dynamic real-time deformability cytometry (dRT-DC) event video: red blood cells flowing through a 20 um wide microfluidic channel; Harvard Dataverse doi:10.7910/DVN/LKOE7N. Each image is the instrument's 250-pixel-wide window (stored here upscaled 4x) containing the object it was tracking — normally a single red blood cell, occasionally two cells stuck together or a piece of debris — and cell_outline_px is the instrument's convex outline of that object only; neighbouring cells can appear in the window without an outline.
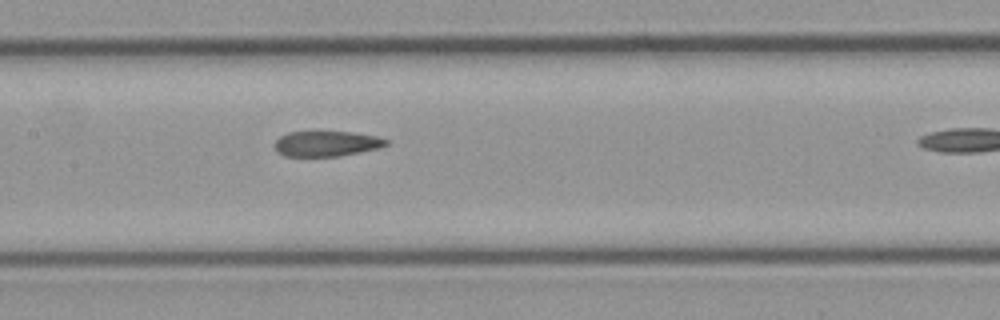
{"species": "common noctule bat (a hibernating species)", "species_latin": "Nyctalus noctula", "temperature_condition": "cold", "stored_images_in_passage": 16, "camera_frame_rate_fps": 3000, "um_per_image_px": 0.085, "animal": {"sex": "male", "body_mass_g": 23.1, "forearm_length_mm": 52.7}, "frame": {"image": 1, "passage_image": 12, "time_ms": 3.667, "image_size_px": [1000, 320], "cell_outline_px": [[388, 144], [380, 148], [340, 156], [284, 156], [276, 148], [276, 140], [280, 136], [288, 132], [352, 132], [376, 136], [388, 140]], "centroid_in_image_um": [27.79, 12.21], "position_along_channel_um": 179.6, "area_um2": 16.3}}